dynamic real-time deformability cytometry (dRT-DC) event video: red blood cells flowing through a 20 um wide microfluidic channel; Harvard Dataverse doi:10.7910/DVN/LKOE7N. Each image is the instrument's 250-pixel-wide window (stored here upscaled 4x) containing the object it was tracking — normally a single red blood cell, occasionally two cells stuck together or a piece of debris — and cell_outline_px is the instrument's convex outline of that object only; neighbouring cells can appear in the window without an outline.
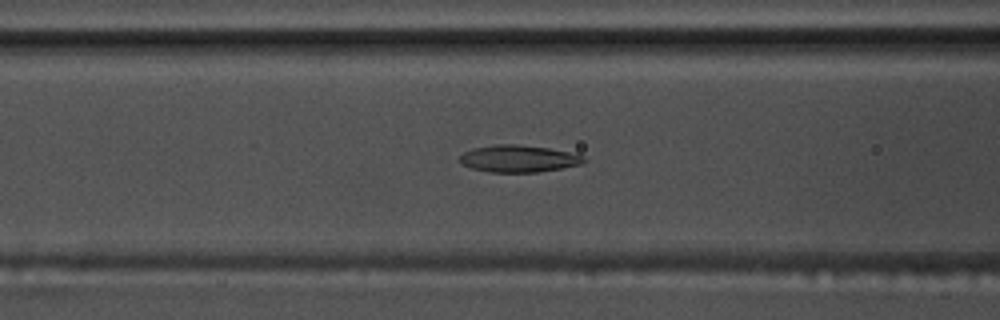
{"species": "common noctule bat (a hibernating species)", "species_latin": "Nyctalus noctula", "temperature_condition": "warm", "stored_images_in_passage": 56, "camera_frame_rate_fps": 3000, "um_per_image_px": 0.085, "animal": {"sex": "male", "body_mass_g": 17.5, "forearm_length_mm": 52.3}, "frame": {"image": 1, "passage_image": 23, "time_ms": 7.333, "image_size_px": [1000, 320], "cell_outline_px": [[588, 160], [580, 164], [560, 168], [536, 172], [488, 172], [472, 168], [460, 164], [460, 156], [464, 152], [476, 148], [496, 144], [512, 144], [548, 148], [568, 152], [584, 156]], "centroid_in_image_um": [44.06, 13.49], "position_along_channel_um": 122.5, "area_um2": 19.31}}
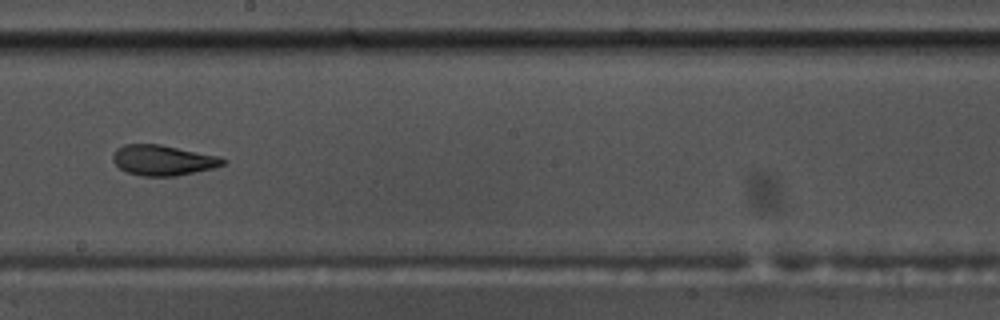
{"frame": {"image": 2, "passage_image": 32, "time_ms": 10.333, "image_size_px": [1000, 320], "cell_outline_px": [[228, 160], [224, 164], [212, 168], [176, 176], [144, 176], [128, 172], [120, 168], [112, 160], [112, 156], [116, 148], [124, 144], [160, 144], [220, 156]], "centroid_in_image_um": [13.85, 13.61], "position_along_channel_um": 234.3, "area_um2": 19.48}}
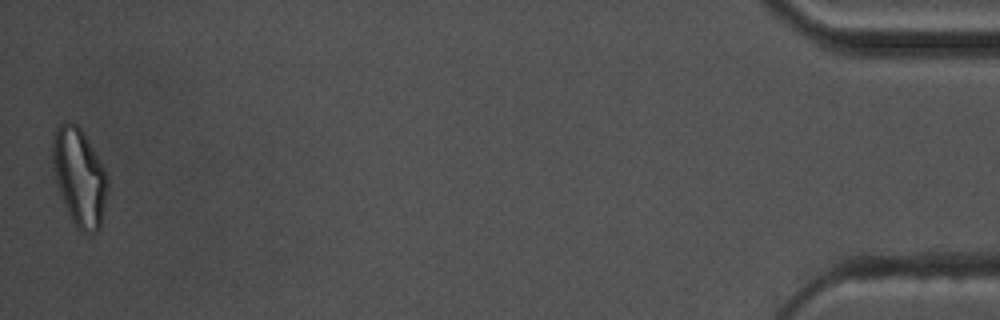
{"frame": {"image": 3, "passage_image": 55, "time_ms": 18.0, "image_size_px": [1000, 320], "cell_outline_px": [[108, 188], [100, 228], [96, 232], [88, 236], [80, 232], [76, 228], [68, 212], [60, 192], [52, 160], [52, 132], [64, 120], [76, 124], [84, 132], [104, 168], [108, 176]], "centroid_in_image_um": [6.76, 15.05], "position_along_channel_um": 428.4, "area_um2": 31.39}}